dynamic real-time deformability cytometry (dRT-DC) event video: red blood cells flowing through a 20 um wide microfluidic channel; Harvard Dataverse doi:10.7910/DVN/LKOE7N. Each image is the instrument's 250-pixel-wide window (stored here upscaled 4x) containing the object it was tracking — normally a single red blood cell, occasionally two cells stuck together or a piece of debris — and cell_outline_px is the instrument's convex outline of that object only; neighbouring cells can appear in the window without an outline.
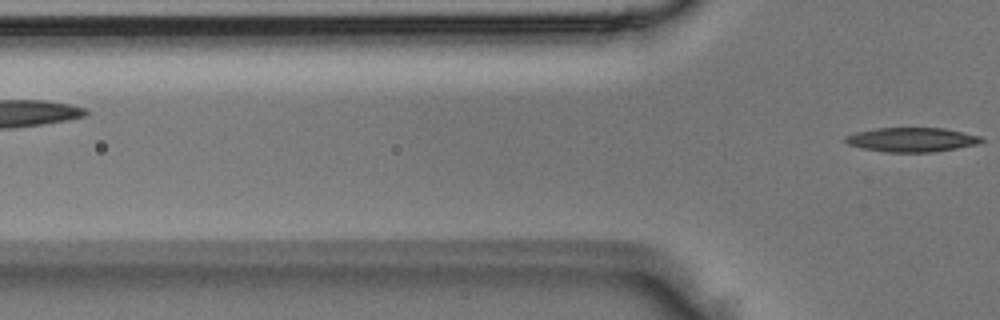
{"species": "Egyptian fruit bat (a non-hibernating species)", "species_latin": "Rousettus aegyptiacus", "temperature_condition": "room temperature", "stored_images_in_passage": 3, "segment_of_instrument_passage": [2, 2], "camera_frame_rate_fps": 3000, "um_per_image_px": 0.085, "animal": {"sex": "male"}, "frame": {"image": 1, "passage_image": 3, "time_ms": 0.667, "image_size_px": [1000, 320], "cell_outline_px": [[984, 140], [980, 144], [932, 152], [884, 152], [864, 148], [848, 144], [844, 140], [844, 136], [856, 132], [876, 128], [944, 128], [980, 136]], "centroid_in_image_um": [77.5, 11.87], "position_along_channel_um": 48.3, "area_um2": 19.19}}